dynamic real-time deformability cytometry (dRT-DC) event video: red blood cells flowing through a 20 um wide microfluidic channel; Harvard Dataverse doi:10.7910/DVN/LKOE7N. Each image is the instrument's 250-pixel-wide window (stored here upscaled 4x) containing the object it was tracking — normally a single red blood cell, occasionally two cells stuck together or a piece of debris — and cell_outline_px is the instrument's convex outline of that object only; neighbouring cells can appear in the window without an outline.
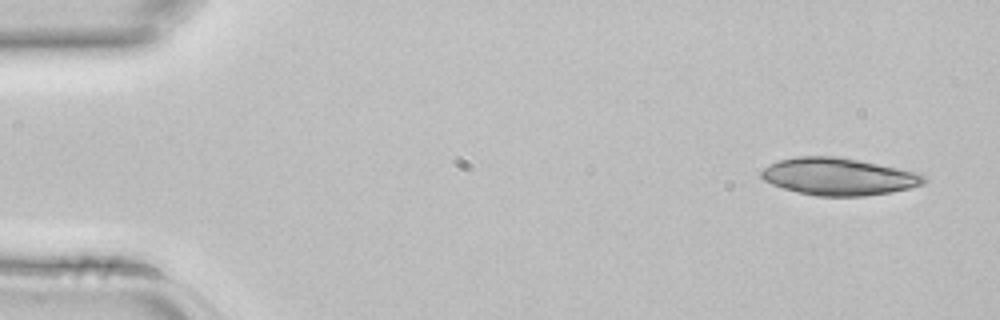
{"species": "common noctule bat (a hibernating species)", "species_latin": "Nyctalus noctula", "temperature_condition": "room temperature", "stored_images_in_passage": 4, "segment_of_instrument_passage": [1, 2], "camera_frame_rate_fps": 3000, "um_per_image_px": 0.085, "animal": {"sex": "female", "body_mass_g": 22.7, "forearm_length_mm": 54.2}, "frame": {"image": 1, "passage_image": 1, "time_ms": 0.0, "image_size_px": [1000, 320], "cell_outline_px": [[928, 180], [924, 184], [908, 188], [888, 192], [864, 196], [816, 196], [784, 188], [772, 184], [764, 180], [760, 176], [760, 172], [768, 164], [780, 160], [796, 156], [836, 156], [920, 172]], "centroid_in_image_um": [71.28, 15.0], "position_along_channel_um": 13.7, "area_um2": 35.2}}